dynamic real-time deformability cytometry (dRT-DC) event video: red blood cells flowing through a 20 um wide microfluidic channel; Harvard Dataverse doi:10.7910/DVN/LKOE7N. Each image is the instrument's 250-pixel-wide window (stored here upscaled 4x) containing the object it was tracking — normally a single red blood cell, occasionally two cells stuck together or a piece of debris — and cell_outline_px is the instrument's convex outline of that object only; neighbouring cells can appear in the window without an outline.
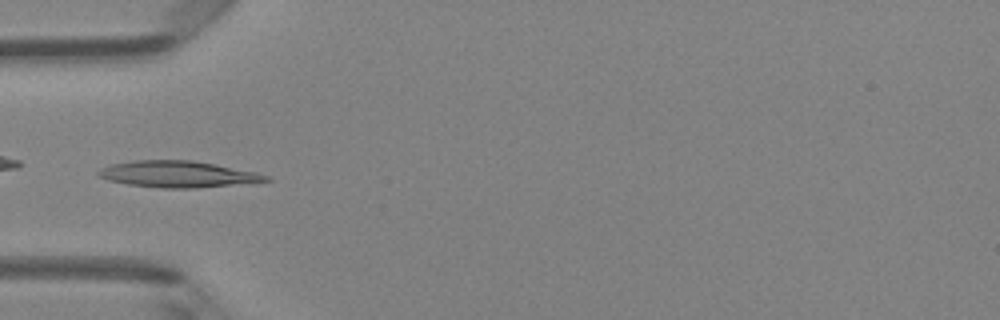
{"species": "Egyptian fruit bat (a non-hibernating species)", "species_latin": "Rousettus aegyptiacus", "temperature_condition": "room temperature", "stored_images_in_passage": 4, "camera_frame_rate_fps": 3000, "um_per_image_px": 0.085, "animal": {"sex": "female"}, "frame": {"image": 1, "passage_image": 3, "time_ms": 0.667, "image_size_px": [1000, 320], "cell_outline_px": [[272, 180], [252, 184], [196, 188], [160, 188], [128, 184], [108, 180], [96, 176], [96, 172], [100, 168], [112, 164], [132, 160], [192, 160], [216, 164], [256, 172], [268, 176]], "centroid_in_image_um": [15.16, 14.81], "position_along_channel_um": 69.8, "area_um2": 26.24}}
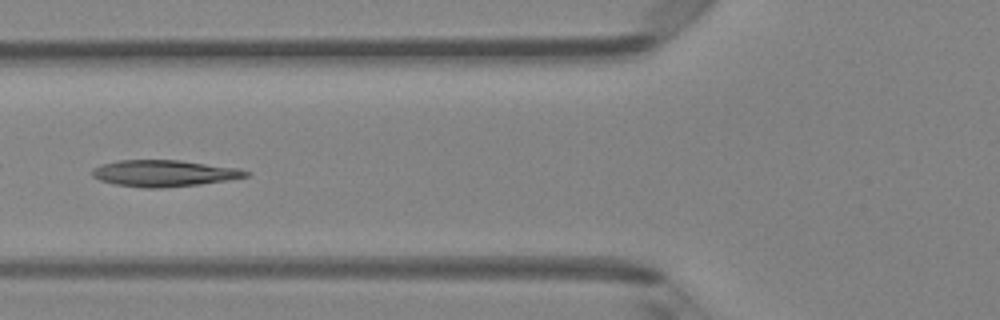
{"frame": {"image": 2, "passage_image": 4, "time_ms": 1.0, "image_size_px": [1000, 320], "cell_outline_px": [[252, 172], [248, 176], [228, 180], [200, 184], [160, 188], [140, 188], [116, 184], [100, 180], [92, 176], [92, 168], [100, 164], [120, 160], [180, 160], [240, 168]], "centroid_in_image_um": [13.96, 14.72], "position_along_channel_um": 111.8, "area_um2": 23.87}}